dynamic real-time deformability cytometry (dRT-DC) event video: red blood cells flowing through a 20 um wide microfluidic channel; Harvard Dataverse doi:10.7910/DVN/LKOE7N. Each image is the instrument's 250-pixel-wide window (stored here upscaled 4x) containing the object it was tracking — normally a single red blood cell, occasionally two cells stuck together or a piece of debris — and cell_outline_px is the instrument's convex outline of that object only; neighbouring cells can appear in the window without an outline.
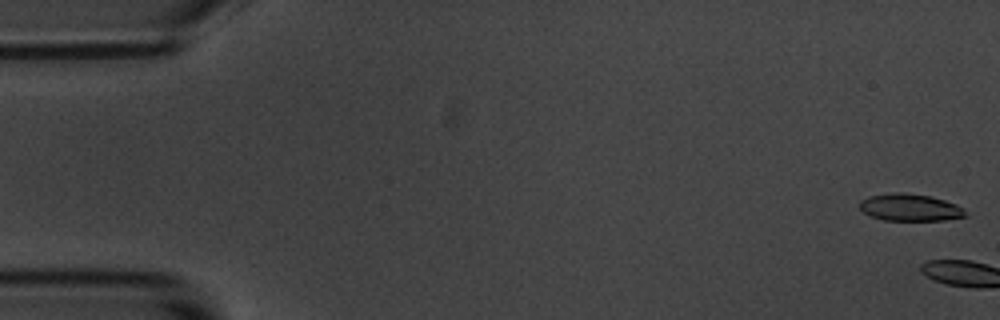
{"species": "common noctule bat (a hibernating species)", "species_latin": "Nyctalus noctula", "temperature_condition": "room temperature", "stored_images_in_passage": 4, "camera_frame_rate_fps": 3000, "um_per_image_px": 0.085, "animal": {"sex": "male", "body_mass_g": 20.1, "forearm_length_mm": 53.5}, "frame": {"image": 1, "passage_image": 1, "time_ms": 0.0, "image_size_px": [1000, 320], "cell_outline_px": [[968, 216], [944, 220], [884, 220], [872, 216], [864, 212], [860, 208], [860, 200], [868, 196], [896, 192], [900, 192], [932, 196], [956, 204], [964, 208]], "centroid_in_image_um": [77.38, 17.63], "position_along_channel_um": 7.6, "area_um2": 16.7}}